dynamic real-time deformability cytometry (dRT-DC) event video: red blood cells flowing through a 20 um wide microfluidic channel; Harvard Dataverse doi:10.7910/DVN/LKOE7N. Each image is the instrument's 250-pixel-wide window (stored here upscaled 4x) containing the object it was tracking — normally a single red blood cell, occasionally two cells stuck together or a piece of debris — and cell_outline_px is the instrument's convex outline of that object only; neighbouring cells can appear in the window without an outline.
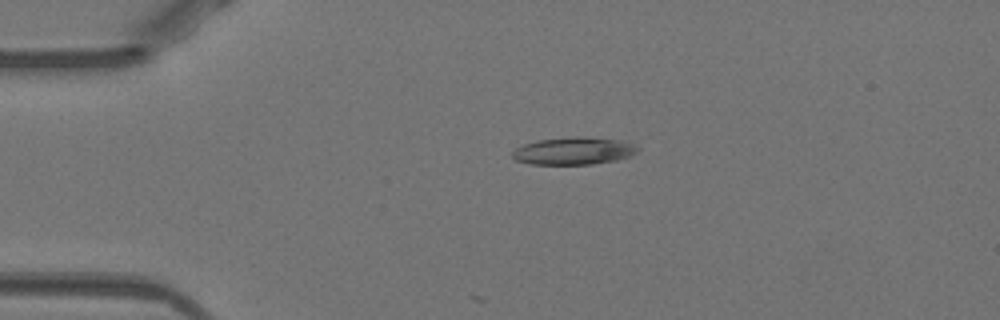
{"species": "Egyptian fruit bat (a non-hibernating species)", "species_latin": "Rousettus aegyptiacus", "temperature_condition": "warm", "stored_images_in_passage": 4, "camera_frame_rate_fps": 3000, "um_per_image_px": 0.085, "animal": {"sex": "female"}, "frame": {"image": 1, "passage_image": 1, "time_ms": 0.0, "image_size_px": [1000, 320], "cell_outline_px": [[640, 148], [636, 152], [628, 156], [616, 160], [592, 164], [532, 164], [516, 160], [512, 156], [512, 152], [516, 148], [524, 144], [540, 140], [624, 140]], "centroid_in_image_um": [48.74, 12.89], "position_along_channel_um": 36.3, "area_um2": 18.61}}